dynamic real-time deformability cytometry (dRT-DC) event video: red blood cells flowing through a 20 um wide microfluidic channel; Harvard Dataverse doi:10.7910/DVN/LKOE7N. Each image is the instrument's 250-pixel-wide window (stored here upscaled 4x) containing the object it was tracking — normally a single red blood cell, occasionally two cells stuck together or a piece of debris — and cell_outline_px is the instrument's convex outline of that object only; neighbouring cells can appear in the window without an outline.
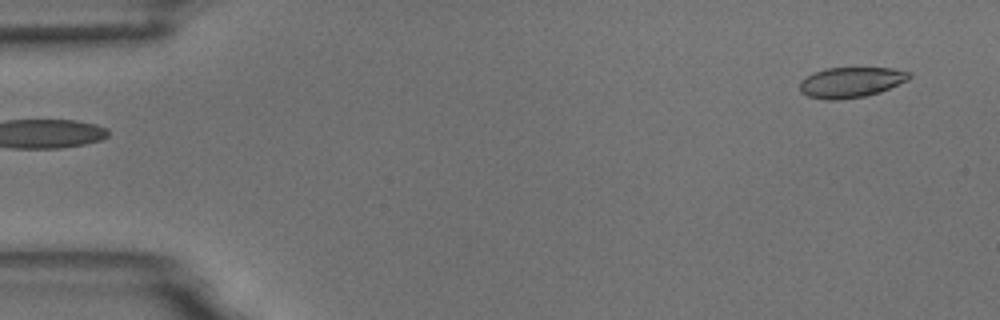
{"species": "common noctule bat (a hibernating species)", "species_latin": "Nyctalus noctula", "temperature_condition": "room temperature", "stored_images_in_passage": 6, "segment_of_instrument_passage": [2, 2], "camera_frame_rate_fps": 3000, "um_per_image_px": 0.085, "animal": {"sex": "male", "body_mass_g": 18.8}, "frame": {"image": 1, "passage_image": 6, "time_ms": 5.667, "image_size_px": [1000, 320], "cell_outline_px": [[912, 76], [908, 80], [880, 92], [864, 96], [840, 100], [824, 100], [808, 96], [800, 92], [800, 80], [824, 68], [892, 68], [908, 72]], "centroid_in_image_um": [72.31, 7.0], "position_along_channel_um": 12.7, "area_um2": 19.36}}